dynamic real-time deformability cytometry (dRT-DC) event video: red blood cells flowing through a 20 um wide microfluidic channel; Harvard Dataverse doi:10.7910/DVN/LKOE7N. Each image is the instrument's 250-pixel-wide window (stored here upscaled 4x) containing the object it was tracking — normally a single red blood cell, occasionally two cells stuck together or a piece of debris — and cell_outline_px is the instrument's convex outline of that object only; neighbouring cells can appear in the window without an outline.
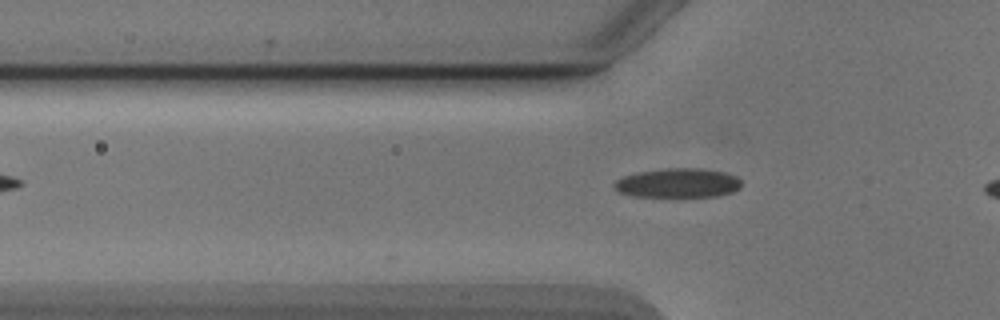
{"species": "Egyptian fruit bat (a non-hibernating species)", "species_latin": "Rousettus aegyptiacus", "temperature_condition": "cold", "stored_images_in_passage": 2, "camera_frame_rate_fps": 3000, "um_per_image_px": 0.085, "animal": {"sex": "male"}, "frame": {"image": 1, "passage_image": 2, "time_ms": 0.333, "image_size_px": [1000, 320], "cell_outline_px": [[740, 188], [732, 192], [716, 196], [632, 196], [620, 192], [612, 188], [612, 184], [616, 180], [624, 176], [640, 172], [668, 168], [700, 168], [724, 172], [736, 176], [740, 180]], "centroid_in_image_um": [57.6, 15.55], "position_along_channel_um": 68.2, "area_um2": 21.56}}